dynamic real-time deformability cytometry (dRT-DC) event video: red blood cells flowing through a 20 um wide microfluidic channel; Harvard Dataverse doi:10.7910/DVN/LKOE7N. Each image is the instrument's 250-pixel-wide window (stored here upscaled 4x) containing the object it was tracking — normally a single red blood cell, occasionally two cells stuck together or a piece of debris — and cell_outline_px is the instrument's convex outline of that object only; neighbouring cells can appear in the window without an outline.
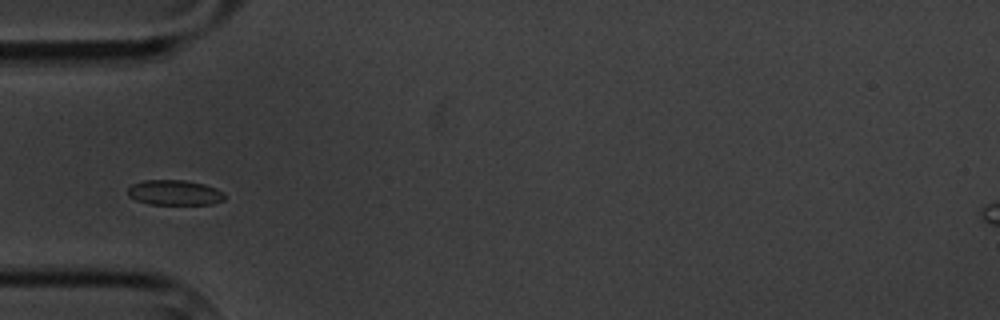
{"species": "common noctule bat (a hibernating species)", "species_latin": "Nyctalus noctula", "temperature_condition": "cold", "stored_images_in_passage": 7, "camera_frame_rate_fps": 3000, "um_per_image_px": 0.085, "animal": {"sex": "male", "body_mass_g": 20.1, "forearm_length_mm": 53.5}, "frame": {"image": 1, "passage_image": 3, "time_ms": 2.333, "image_size_px": [1000, 320], "cell_outline_px": [[224, 200], [212, 204], [148, 204], [136, 200], [128, 196], [128, 188], [132, 184], [144, 180], [184, 180], [204, 184], [216, 188], [224, 192]], "centroid_in_image_um": [14.84, 16.37], "position_along_channel_um": 70.2, "area_um2": 14.22}}
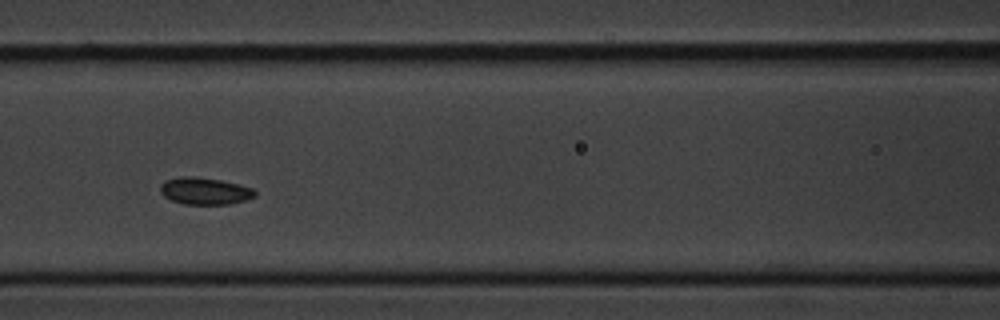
{"frame": {"image": 2, "passage_image": 5, "time_ms": 4.667, "image_size_px": [1000, 320], "cell_outline_px": [[256, 196], [244, 200], [228, 204], [184, 204], [172, 200], [164, 196], [160, 192], [160, 184], [164, 180], [180, 176], [196, 176], [220, 180], [240, 184], [252, 188], [256, 192]], "centroid_in_image_um": [17.38, 16.22], "position_along_channel_um": 149.2, "area_um2": 14.97}}
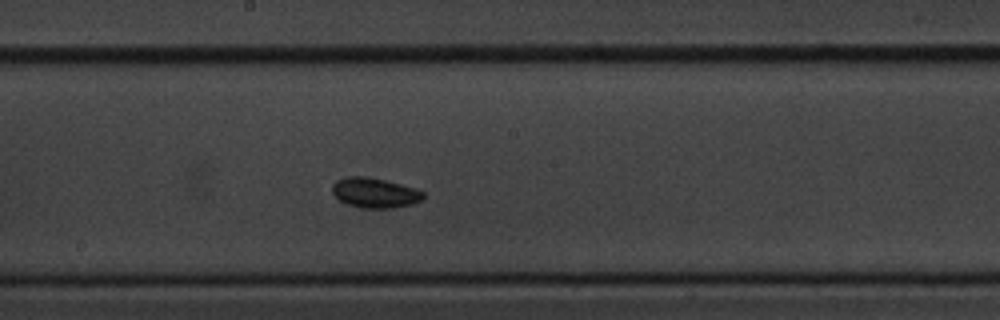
{"frame": {"image": 3, "passage_image": 7, "time_ms": 6.667, "image_size_px": [1000, 320], "cell_outline_px": [[424, 200], [412, 204], [396, 208], [360, 208], [348, 204], [340, 200], [332, 192], [332, 184], [336, 180], [348, 176], [364, 176], [384, 180], [416, 188], [424, 192]], "centroid_in_image_um": [31.88, 16.39], "position_along_channel_um": 216.3, "area_um2": 16.01}}